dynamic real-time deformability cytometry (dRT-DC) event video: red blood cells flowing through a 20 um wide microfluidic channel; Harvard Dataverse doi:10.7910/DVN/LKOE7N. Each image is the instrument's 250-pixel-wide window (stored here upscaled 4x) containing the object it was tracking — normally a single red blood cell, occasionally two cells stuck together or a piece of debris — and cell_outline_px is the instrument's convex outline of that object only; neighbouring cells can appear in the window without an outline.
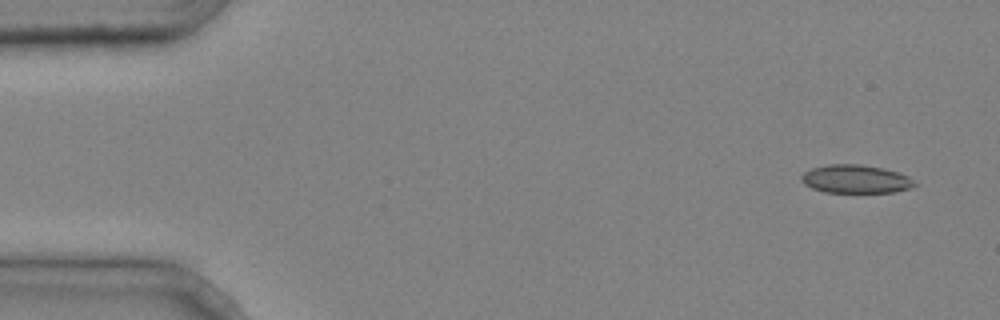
{"species": "common noctule bat (a hibernating species)", "species_latin": "Nyctalus noctula", "temperature_condition": "cold", "stored_images_in_passage": 5, "segment_of_instrument_passage": [2, 2], "camera_frame_rate_fps": 3000, "um_per_image_px": 0.085, "animal": {"sex": "male", "body_mass_g": 20.4}, "frame": {"image": 1, "passage_image": 5, "time_ms": 1.333, "image_size_px": [1000, 320], "cell_outline_px": [[916, 184], [908, 188], [896, 192], [824, 192], [812, 188], [804, 184], [800, 180], [800, 176], [804, 172], [812, 168], [828, 164], [860, 164], [884, 168], [908, 176]], "centroid_in_image_um": [72.68, 15.21], "position_along_channel_um": 12.3, "area_um2": 18.61}}